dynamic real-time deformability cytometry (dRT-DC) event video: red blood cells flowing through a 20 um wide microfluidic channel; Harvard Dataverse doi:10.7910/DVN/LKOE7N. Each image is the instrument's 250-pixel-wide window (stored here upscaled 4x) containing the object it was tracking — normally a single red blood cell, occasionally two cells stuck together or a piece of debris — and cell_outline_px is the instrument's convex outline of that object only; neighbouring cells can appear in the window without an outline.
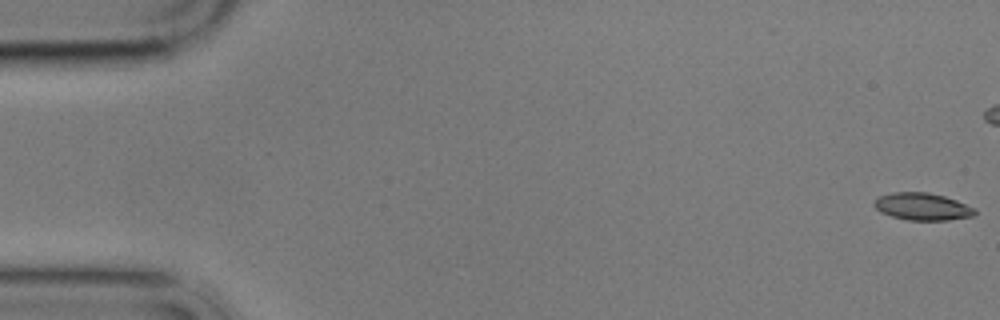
{"species": "common noctule bat (a hibernating species)", "species_latin": "Nyctalus noctula", "temperature_condition": "cold", "stored_images_in_passage": 6, "camera_frame_rate_fps": 3000, "um_per_image_px": 0.085, "animal": {"sex": "male", "body_mass_g": 17.9}, "frame": {"image": 1, "passage_image": 1, "time_ms": 0.0, "image_size_px": [1000, 320], "cell_outline_px": [[976, 212], [972, 216], [948, 220], [908, 220], [892, 216], [880, 212], [872, 204], [880, 196], [892, 192], [928, 192], [944, 196], [956, 200], [976, 208]], "centroid_in_image_um": [78.41, 17.56], "position_along_channel_um": 6.6, "area_um2": 15.95}}
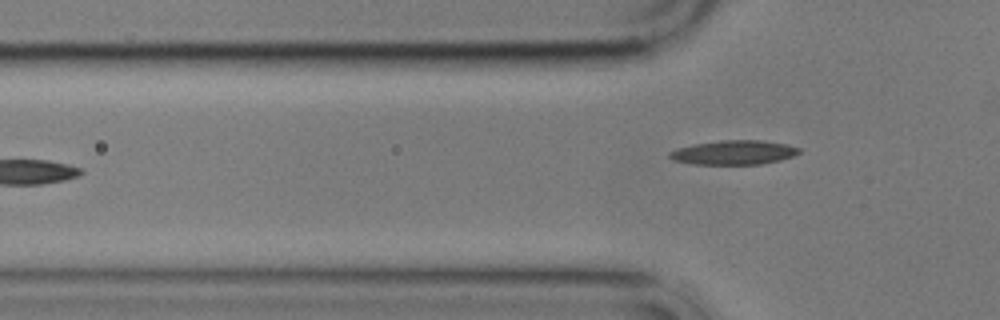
{"frame": {"image": 2, "passage_image": 6, "time_ms": 7.333, "image_size_px": [1000, 320], "cell_outline_px": [[800, 152], [792, 156], [780, 160], [760, 164], [692, 164], [672, 160], [668, 156], [668, 152], [676, 148], [692, 144], [720, 140], [760, 140], [784, 144], [800, 148]], "centroid_in_image_um": [62.3, 12.96], "position_along_channel_um": 63.5, "area_um2": 18.32}}